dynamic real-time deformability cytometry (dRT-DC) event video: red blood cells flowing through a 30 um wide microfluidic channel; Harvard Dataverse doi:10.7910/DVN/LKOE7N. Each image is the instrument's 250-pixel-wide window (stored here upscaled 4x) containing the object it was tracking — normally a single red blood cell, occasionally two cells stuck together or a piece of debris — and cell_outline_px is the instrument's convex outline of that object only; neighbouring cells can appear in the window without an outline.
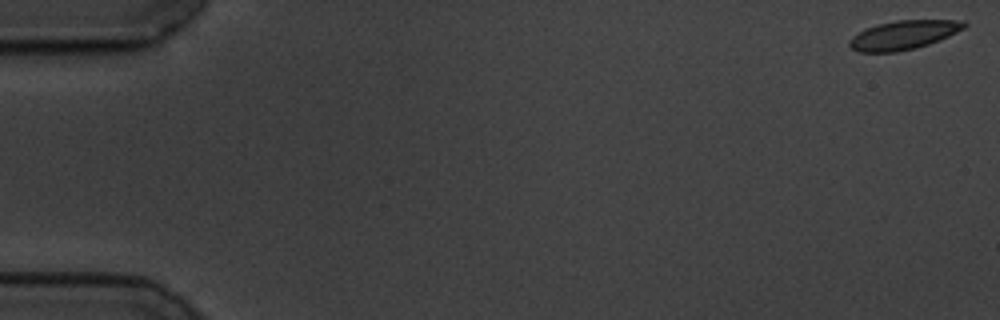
{"species": "common noctule bat (a hibernating species)", "species_latin": "Nyctalus noctula", "temperature_condition": "cold", "stored_images_in_passage": 58, "camera_frame_rate_fps": 3000, "um_per_image_px": 0.085, "animal": {"sex": "male", "body_mass_g": 19.5, "forearm_length_mm": 54.6}, "frame": {"image": 1, "passage_image": 1, "time_ms": 0.0, "image_size_px": [1000, 320], "cell_outline_px": [[968, 24], [964, 28], [948, 36], [928, 44], [916, 48], [896, 52], [860, 52], [852, 48], [848, 44], [848, 40], [852, 36], [864, 28], [876, 24], [896, 20], [964, 20]], "centroid_in_image_um": [76.77, 2.96], "position_along_channel_um": 8.2, "area_um2": 19.42}}
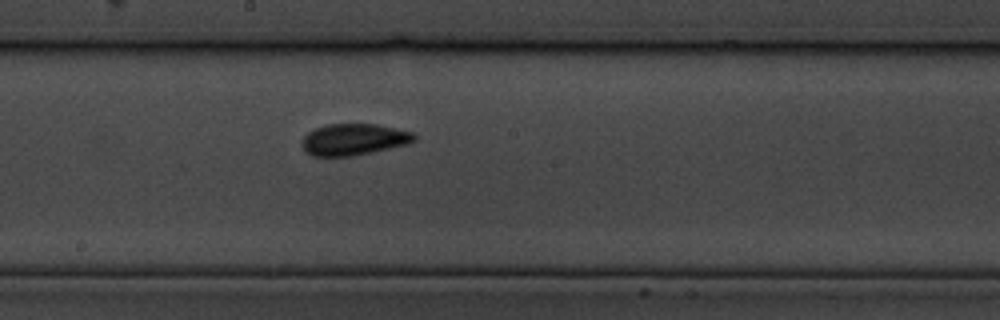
{"frame": {"image": 2, "passage_image": 32, "time_ms": 10.333, "image_size_px": [1000, 320], "cell_outline_px": [[416, 140], [408, 144], [352, 156], [312, 156], [304, 152], [304, 136], [308, 132], [324, 124], [376, 124], [396, 128], [412, 132], [416, 136]], "centroid_in_image_um": [30.08, 11.85], "position_along_channel_um": 218.1, "area_um2": 20.52}}
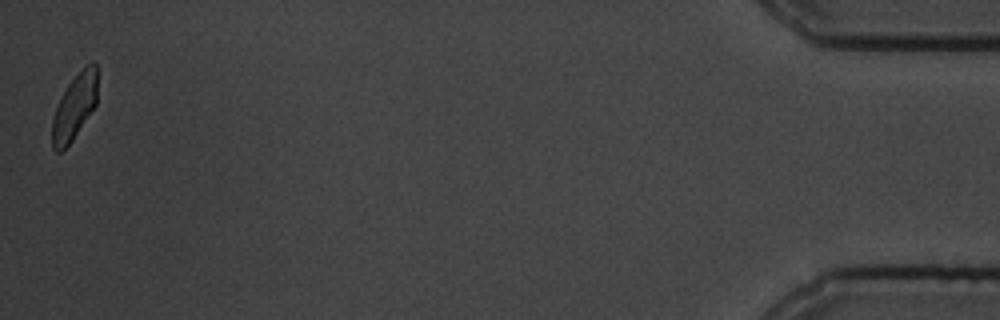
{"frame": {"image": 3, "passage_image": 58, "time_ms": 19.0, "image_size_px": [1000, 320], "cell_outline_px": [[96, 104], [72, 140], [60, 152], [56, 152], [52, 148], [52, 116], [68, 84], [92, 60], [96, 60]], "centroid_in_image_um": [6.32, 9.1], "position_along_channel_um": 428.9, "area_um2": 16.76}, "authors_computed_cell_mechanics": {"area_um2": 19.5942, "velocity_mm_per_s": 3.4575, "shape_relaxation_time_tau1_ms": 2.8077, "shape_relaxation_time_tau2_ms": 0.8626, "deformation_change_tau1": 0.0766, "deformation_change_tau2": 0.046}}